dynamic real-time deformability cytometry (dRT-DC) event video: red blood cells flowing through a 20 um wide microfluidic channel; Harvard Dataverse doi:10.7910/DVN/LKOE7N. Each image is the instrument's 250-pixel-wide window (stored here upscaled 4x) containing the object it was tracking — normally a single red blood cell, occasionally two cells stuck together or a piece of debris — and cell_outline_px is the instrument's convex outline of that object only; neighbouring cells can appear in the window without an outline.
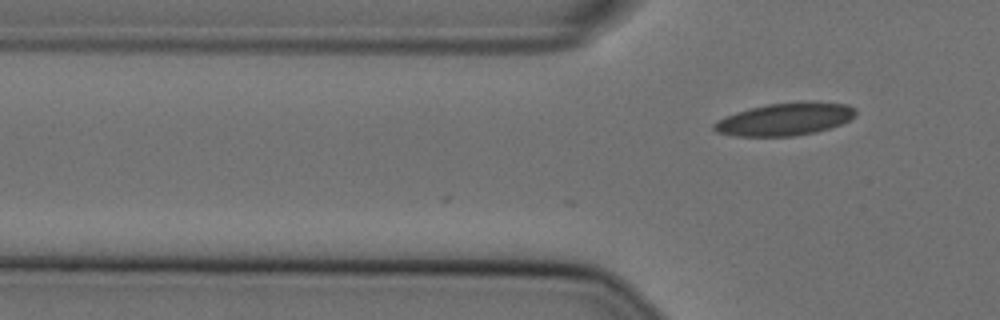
{"species": "Egyptian fruit bat (a non-hibernating species)", "species_latin": "Rousettus aegyptiacus", "temperature_condition": "cold", "stored_images_in_passage": 2, "camera_frame_rate_fps": 3000, "um_per_image_px": 0.085, "animal": {"sex": "female"}, "frame": {"image": 1, "passage_image": 2, "time_ms": 0.333, "image_size_px": [1000, 320], "cell_outline_px": [[856, 116], [840, 124], [816, 132], [792, 136], [736, 136], [716, 132], [712, 128], [712, 124], [716, 120], [736, 112], [768, 104], [812, 100], [848, 104], [856, 108]], "centroid_in_image_um": [66.74, 10.11], "position_along_channel_um": 59.1, "area_um2": 27.11}}